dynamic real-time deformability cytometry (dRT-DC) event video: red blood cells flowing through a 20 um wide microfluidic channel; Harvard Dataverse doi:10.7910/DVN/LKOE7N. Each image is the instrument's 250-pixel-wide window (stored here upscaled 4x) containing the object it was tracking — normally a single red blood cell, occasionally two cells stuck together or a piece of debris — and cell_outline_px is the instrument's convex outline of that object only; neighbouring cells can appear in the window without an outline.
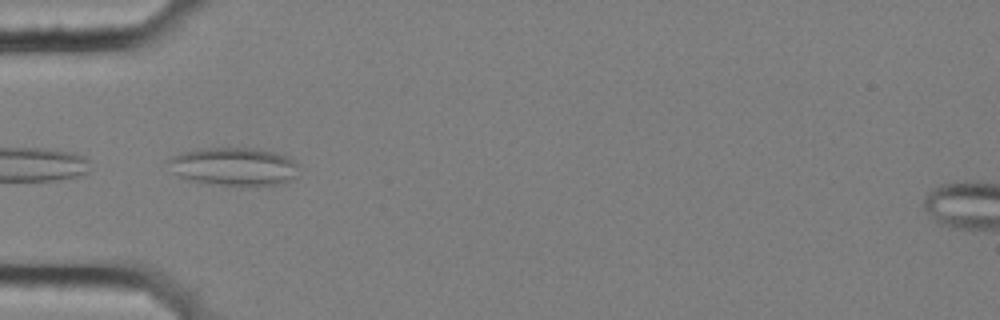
{"species": "common noctule bat (a hibernating species)", "species_latin": "Nyctalus noctula", "temperature_condition": "cold", "stored_images_in_passage": 56, "camera_frame_rate_fps": 3000, "um_per_image_px": 0.085, "animal": {"sex": "female", "body_mass_g": 25.1}, "frame": {"image": 1, "passage_image": 17, "time_ms": 5.333, "image_size_px": [1000, 320], "cell_outline_px": [[300, 164], [296, 176], [292, 180], [280, 184], [240, 188], [208, 184], [188, 180], [172, 172], [164, 160], [184, 152], [196, 148], [256, 148], [288, 156]], "centroid_in_image_um": [19.89, 14.19], "position_along_channel_um": 65.1, "area_um2": 30.11}, "authors_computed_cell_mechanics": {"area_um2": 24.9696, "velocity_mm_per_s": 3.5559, "shape_relaxation_time_tau1_ms": null, "shape_relaxation_time_tau2_ms": 3.9718, "deformation_change_tau1": null, "deformation_change_tau2": 0.1274}}